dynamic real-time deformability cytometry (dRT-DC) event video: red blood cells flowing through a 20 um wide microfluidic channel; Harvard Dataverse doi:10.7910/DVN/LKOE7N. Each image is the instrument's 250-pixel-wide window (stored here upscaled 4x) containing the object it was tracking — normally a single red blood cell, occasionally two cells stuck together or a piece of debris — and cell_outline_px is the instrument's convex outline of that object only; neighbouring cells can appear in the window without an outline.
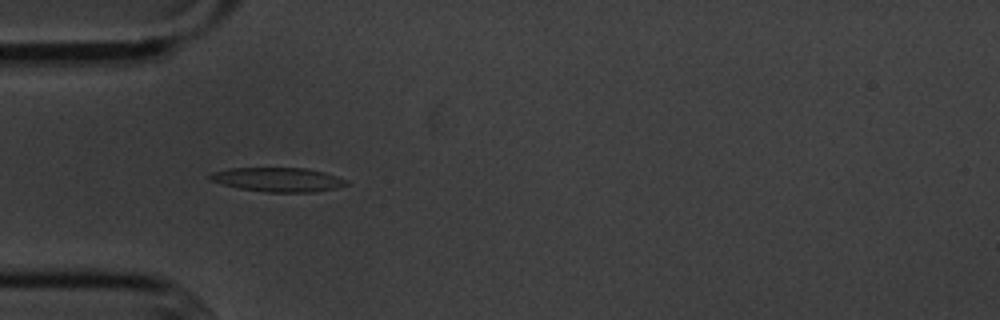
{"species": "common noctule bat (a hibernating species)", "species_latin": "Nyctalus noctula", "temperature_condition": "cold", "stored_images_in_passage": 53, "camera_frame_rate_fps": 3000, "um_per_image_px": 0.085, "animal": {"sex": "male", "body_mass_g": 20.1, "forearm_length_mm": 53.5}, "frame": {"image": 1, "passage_image": 15, "time_ms": 4.667, "image_size_px": [1000, 320], "cell_outline_px": [[348, 184], [336, 188], [312, 192], [264, 192], [240, 188], [224, 184], [212, 180], [208, 176], [212, 172], [228, 168], [308, 168], [324, 172], [348, 180]], "centroid_in_image_um": [23.65, 15.26], "position_along_channel_um": 61.3, "area_um2": 19.07}}
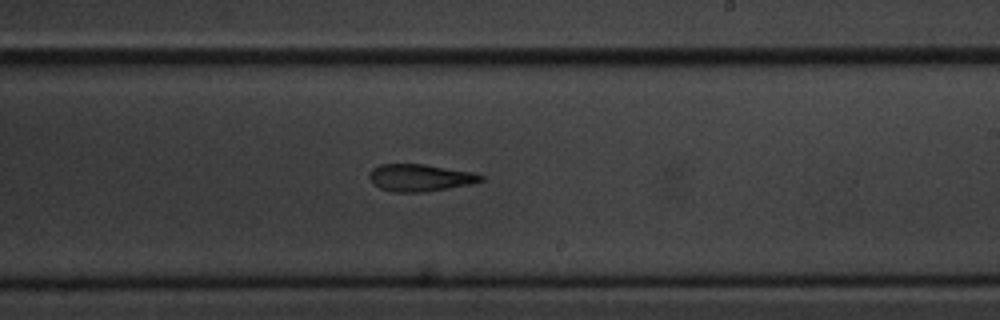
{"frame": {"image": 2, "passage_image": 31, "time_ms": 10.0, "image_size_px": [1000, 320], "cell_outline_px": [[484, 180], [468, 184], [448, 188], [424, 192], [392, 192], [380, 188], [372, 184], [368, 176], [368, 172], [372, 168], [380, 164], [424, 164], [472, 172], [484, 176]], "centroid_in_image_um": [35.64, 15.1], "position_along_channel_um": 253.4, "area_um2": 17.69}}
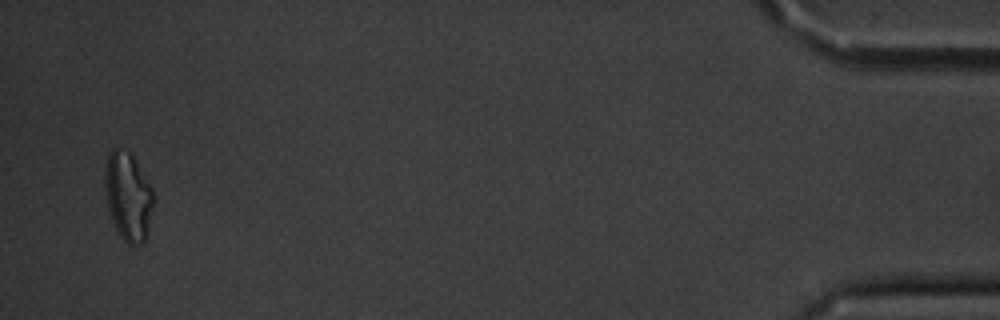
{"frame": {"image": 3, "passage_image": 52, "time_ms": 17.0, "image_size_px": [1000, 320], "cell_outline_px": [[156, 196], [148, 232], [144, 244], [128, 244], [120, 236], [112, 220], [108, 208], [104, 184], [104, 176], [108, 156], [112, 148], [120, 148], [128, 152], [132, 156], [152, 188]], "centroid_in_image_um": [10.91, 16.73], "position_along_channel_um": 424.3, "area_um2": 25.09}, "authors_computed_cell_mechanics": {"area_um2": 18.496, "velocity_mm_per_s": 3.6263, "shape_relaxation_time_tau1_ms": null, "shape_relaxation_time_tau2_ms": 7.9153, "deformation_change_tau1": null, "deformation_change_tau2": 0.192}}